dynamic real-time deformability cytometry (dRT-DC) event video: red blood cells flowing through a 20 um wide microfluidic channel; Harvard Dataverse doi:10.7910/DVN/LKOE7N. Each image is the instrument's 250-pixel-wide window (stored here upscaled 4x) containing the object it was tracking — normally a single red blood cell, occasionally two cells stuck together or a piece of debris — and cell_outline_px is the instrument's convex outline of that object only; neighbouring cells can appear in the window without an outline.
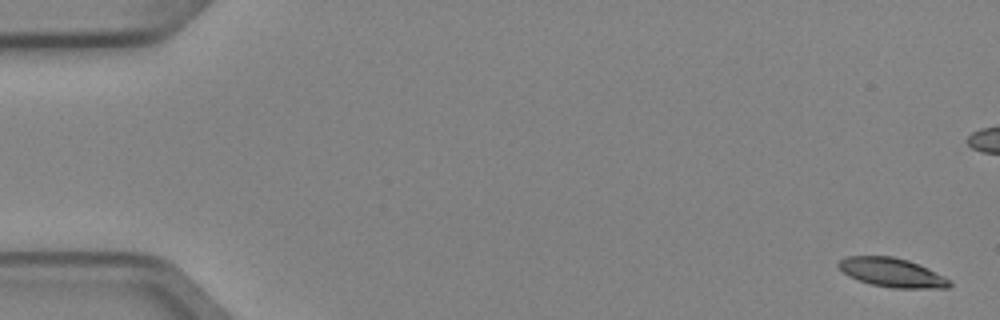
{"species": "Egyptian fruit bat (a non-hibernating species)", "species_latin": "Rousettus aegyptiacus", "temperature_condition": "cold", "stored_images_in_passage": 6, "camera_frame_rate_fps": 3000, "um_per_image_px": 0.085, "animal": {"sex": "female"}, "frame": {"image": 1, "passage_image": 1, "time_ms": 0.0, "image_size_px": [1000, 320], "cell_outline_px": [[952, 284], [948, 288], [892, 288], [872, 284], [848, 276], [836, 264], [840, 260], [848, 256], [892, 256], [908, 260], [928, 268], [952, 280]], "centroid_in_image_um": [75.85, 23.17], "position_along_channel_um": 9.1, "area_um2": 18.73}}